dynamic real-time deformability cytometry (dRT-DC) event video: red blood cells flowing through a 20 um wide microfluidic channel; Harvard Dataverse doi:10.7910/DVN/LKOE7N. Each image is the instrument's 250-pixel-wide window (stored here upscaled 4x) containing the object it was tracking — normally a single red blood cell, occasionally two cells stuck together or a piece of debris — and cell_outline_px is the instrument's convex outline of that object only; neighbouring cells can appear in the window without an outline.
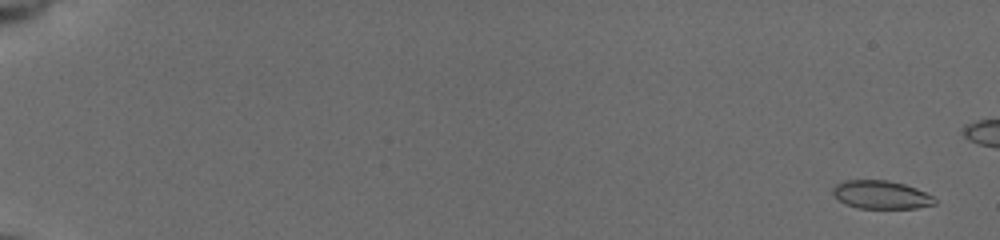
{"species": "common noctule bat (a hibernating species)", "species_latin": "Nyctalus noctula", "temperature_condition": "cold", "stored_images_in_passage": 53, "camera_frame_rate_fps": 3000, "um_per_image_px": 0.085, "animal": {"sex": "female", "body_mass_g": 19.5, "forearm_length_mm": 54.1}, "frame": {"image": 1, "passage_image": 3, "time_ms": 0.667, "image_size_px": [1000, 240], "cell_outline_px": [[936, 204], [916, 208], [860, 208], [848, 204], [840, 200], [832, 192], [832, 188], [836, 184], [844, 180], [888, 180], [904, 184], [916, 188], [932, 196], [936, 200]], "centroid_in_image_um": [74.9, 16.54], "position_along_channel_um": 10.1, "area_um2": 16.59}}
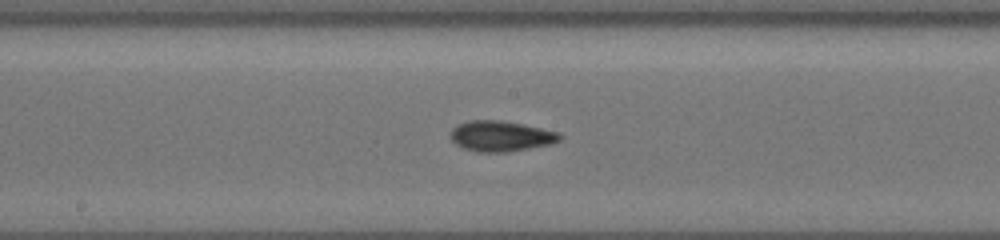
{"frame": {"image": 2, "passage_image": 34, "time_ms": 11.0, "image_size_px": [1000, 240], "cell_outline_px": [[564, 136], [560, 140], [552, 144], [504, 152], [476, 152], [464, 148], [456, 144], [452, 140], [452, 128], [456, 124], [468, 120], [500, 120], [560, 132]], "centroid_in_image_um": [42.58, 11.56], "position_along_channel_um": 205.6, "area_um2": 19.36}}
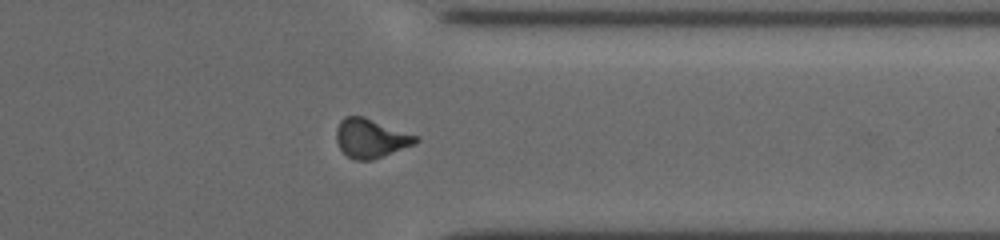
{"frame": {"image": 3, "passage_image": 48, "time_ms": 15.667, "image_size_px": [1000, 240], "cell_outline_px": [[420, 140], [416, 144], [372, 160], [356, 160], [348, 156], [340, 148], [336, 140], [336, 128], [340, 120], [344, 116], [364, 116], [416, 136]], "centroid_in_image_um": [31.49, 11.75], "position_along_channel_um": 379.9, "area_um2": 17.92}}